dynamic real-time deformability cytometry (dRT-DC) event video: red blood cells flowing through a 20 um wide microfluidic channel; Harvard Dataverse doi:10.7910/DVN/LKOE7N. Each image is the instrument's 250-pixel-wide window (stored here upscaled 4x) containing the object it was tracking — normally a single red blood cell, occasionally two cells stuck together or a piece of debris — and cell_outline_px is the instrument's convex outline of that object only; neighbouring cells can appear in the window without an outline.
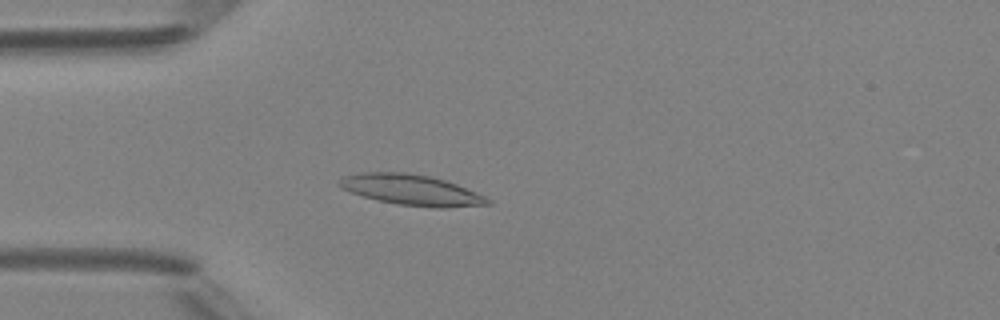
{"species": "Egyptian fruit bat (a non-hibernating species)", "species_latin": "Rousettus aegyptiacus", "temperature_condition": "room temperature", "stored_images_in_passage": 4, "camera_frame_rate_fps": 3000, "um_per_image_px": 0.085, "animal": {"sex": "female"}, "frame": {"image": 1, "passage_image": 4, "time_ms": 3.667, "image_size_px": [1000, 320], "cell_outline_px": [[492, 204], [444, 208], [436, 208], [396, 204], [376, 200], [340, 188], [336, 184], [344, 176], [364, 172], [404, 172], [428, 176], [444, 180], [456, 184], [476, 192], [492, 200]], "centroid_in_image_um": [34.97, 16.15], "position_along_channel_um": 50.0, "area_um2": 26.41}}